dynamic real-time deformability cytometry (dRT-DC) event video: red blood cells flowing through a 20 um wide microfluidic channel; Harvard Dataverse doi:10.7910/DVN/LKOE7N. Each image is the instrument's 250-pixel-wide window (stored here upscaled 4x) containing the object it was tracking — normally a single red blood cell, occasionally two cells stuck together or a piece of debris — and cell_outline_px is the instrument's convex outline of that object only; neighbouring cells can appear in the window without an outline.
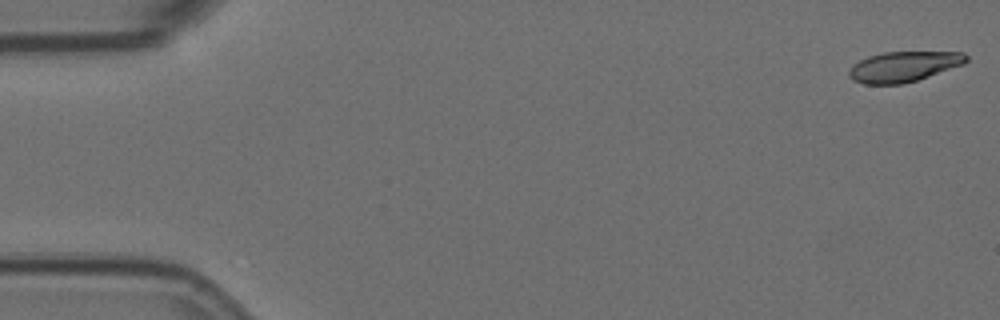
{"species": "Egyptian fruit bat (a non-hibernating species)", "species_latin": "Rousettus aegyptiacus", "temperature_condition": "room temperature", "stored_images_in_passage": 4, "camera_frame_rate_fps": 3000, "um_per_image_px": 0.085, "animal": {"sex": "female"}, "frame": {"image": 1, "passage_image": 1, "time_ms": 0.0, "image_size_px": [1000, 320], "cell_outline_px": [[968, 60], [964, 64], [916, 80], [900, 84], [864, 84], [852, 80], [848, 76], [848, 72], [852, 64], [868, 56], [884, 52], [964, 52], [968, 56]], "centroid_in_image_um": [76.78, 5.65], "position_along_channel_um": 8.2, "area_um2": 20.69}}
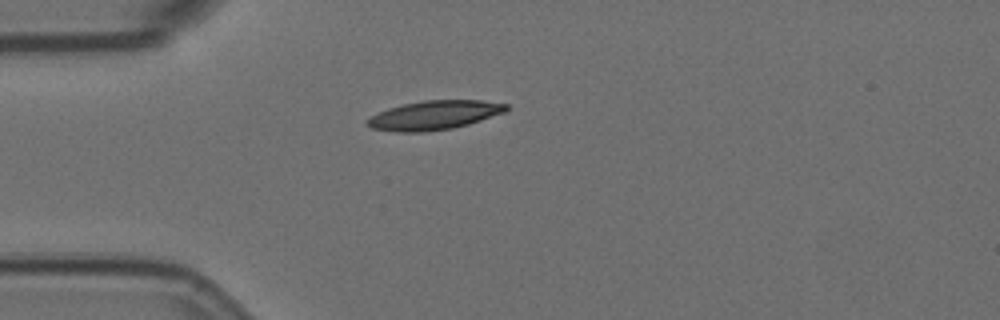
{"frame": {"image": 2, "passage_image": 4, "time_ms": 1.0, "image_size_px": [1000, 320], "cell_outline_px": [[508, 108], [504, 112], [468, 124], [452, 128], [424, 132], [396, 132], [372, 128], [364, 124], [372, 116], [388, 108], [404, 104], [424, 100], [480, 100], [508, 104]], "centroid_in_image_um": [36.9, 9.79], "position_along_channel_um": 48.1, "area_um2": 23.29}}